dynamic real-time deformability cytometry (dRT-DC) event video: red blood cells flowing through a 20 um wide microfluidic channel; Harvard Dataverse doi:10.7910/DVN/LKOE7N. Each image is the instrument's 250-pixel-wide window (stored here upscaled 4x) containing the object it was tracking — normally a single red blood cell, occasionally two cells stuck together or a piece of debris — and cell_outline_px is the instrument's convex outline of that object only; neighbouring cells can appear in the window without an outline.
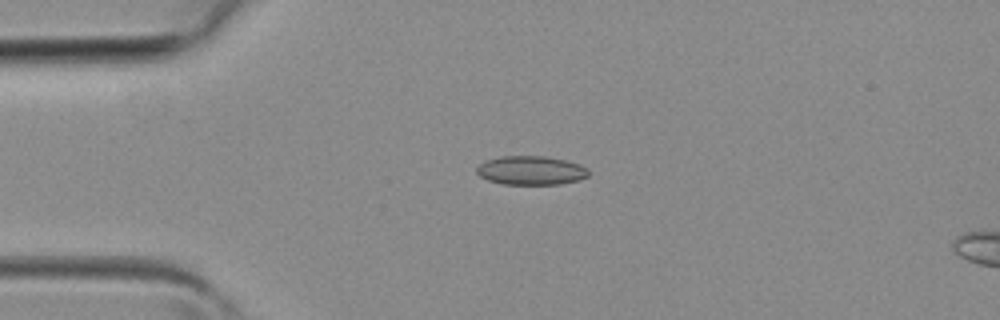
{"species": "common noctule bat (a hibernating species)", "species_latin": "Nyctalus noctula", "temperature_condition": "room temperature", "stored_images_in_passage": 3, "camera_frame_rate_fps": 3000, "um_per_image_px": 0.085, "animal": {"sex": "female", "body_mass_g": 19.3, "forearm_length_mm": 54.1}, "frame": {"image": 1, "passage_image": 2, "time_ms": 0.333, "image_size_px": [1000, 320], "cell_outline_px": [[588, 176], [580, 180], [560, 184], [504, 184], [488, 180], [480, 176], [476, 172], [476, 168], [480, 164], [488, 160], [500, 156], [548, 156], [580, 164], [588, 168]], "centroid_in_image_um": [45.16, 14.48], "position_along_channel_um": 39.8, "area_um2": 18.84}}